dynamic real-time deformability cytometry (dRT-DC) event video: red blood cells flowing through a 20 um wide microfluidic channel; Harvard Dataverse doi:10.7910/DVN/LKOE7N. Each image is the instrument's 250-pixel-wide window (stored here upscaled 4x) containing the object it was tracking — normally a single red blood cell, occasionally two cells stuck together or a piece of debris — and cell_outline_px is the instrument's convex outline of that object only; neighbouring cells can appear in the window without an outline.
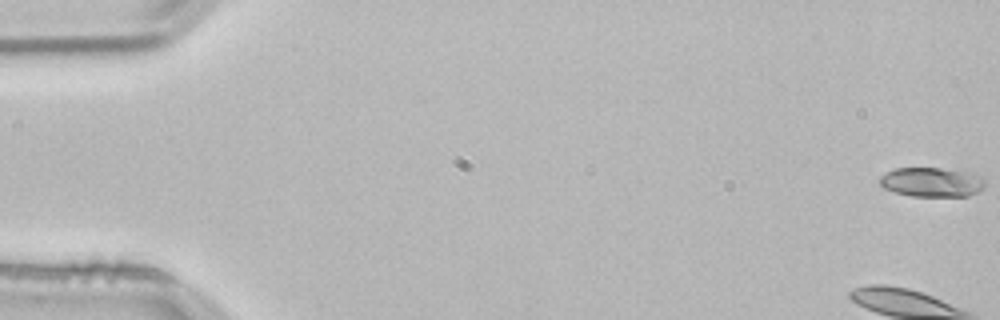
{"species": "common noctule bat (a hibernating species)", "species_latin": "Nyctalus noctula", "temperature_condition": "room temperature", "stored_images_in_passage": 54, "camera_frame_rate_fps": 3000, "um_per_image_px": 0.085, "animal": {"sex": "male", "body_mass_g": 21.5, "forearm_length_mm": 52.0}, "frame": {"image": 1, "passage_image": 1, "time_ms": 0.0, "image_size_px": [1000, 320], "cell_outline_px": [[984, 188], [980, 192], [968, 196], [912, 196], [896, 192], [884, 188], [880, 184], [880, 176], [896, 168], [940, 168], [968, 172], [980, 176], [984, 180]], "centroid_in_image_um": [79.23, 15.49], "position_along_channel_um": 5.8, "area_um2": 17.98}}